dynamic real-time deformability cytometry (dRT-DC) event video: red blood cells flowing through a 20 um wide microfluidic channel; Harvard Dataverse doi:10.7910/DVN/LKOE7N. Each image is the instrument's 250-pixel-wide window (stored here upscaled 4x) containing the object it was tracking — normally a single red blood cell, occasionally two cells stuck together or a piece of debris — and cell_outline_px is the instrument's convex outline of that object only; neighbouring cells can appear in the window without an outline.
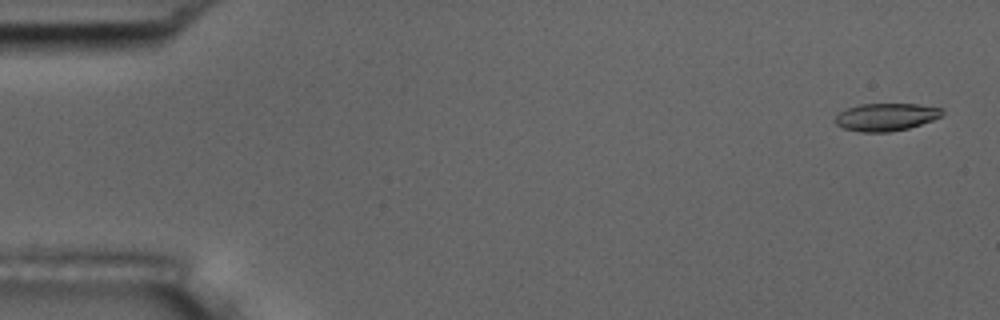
{"species": "common noctule bat (a hibernating species)", "species_latin": "Nyctalus noctula", "temperature_condition": "room temperature", "stored_images_in_passage": 2, "camera_frame_rate_fps": 3000, "um_per_image_px": 0.085, "animal": {"sex": "male", "body_mass_g": 17.5, "forearm_length_mm": 52.3}, "frame": {"image": 1, "passage_image": 2, "time_ms": 1.333, "image_size_px": [1000, 320], "cell_outline_px": [[944, 112], [940, 116], [932, 120], [908, 128], [888, 132], [860, 132], [844, 128], [836, 124], [832, 120], [840, 112], [848, 108], [860, 104], [920, 104], [944, 108]], "centroid_in_image_um": [75.31, 9.94], "position_along_channel_um": 9.7, "area_um2": 17.22}}